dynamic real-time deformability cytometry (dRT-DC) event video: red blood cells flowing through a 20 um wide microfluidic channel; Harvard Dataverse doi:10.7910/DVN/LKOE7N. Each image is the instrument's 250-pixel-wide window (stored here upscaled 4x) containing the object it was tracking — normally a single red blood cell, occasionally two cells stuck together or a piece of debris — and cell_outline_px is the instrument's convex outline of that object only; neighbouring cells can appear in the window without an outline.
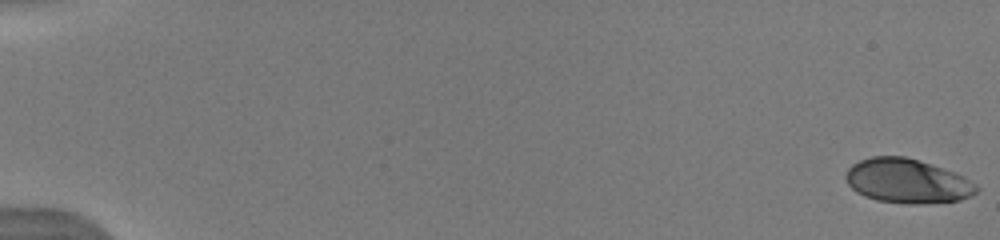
{"species": "human", "species_latin": "Homo sapiens", "temperature_condition": "warm", "stored_images_in_passage": 15, "camera_frame_rate_fps": 3000, "um_per_image_px": 0.085, "donor": {"sex": "male"}, "frame": {"image": 1, "passage_image": 1, "time_ms": 0.0, "image_size_px": [1000, 240], "cell_outline_px": [[980, 188], [972, 196], [960, 200], [920, 204], [908, 204], [876, 200], [864, 196], [856, 192], [848, 184], [844, 176], [848, 168], [852, 164], [860, 160], [872, 156], [904, 156], [920, 160], [956, 172], [964, 176], [976, 184]], "centroid_in_image_um": [77.13, 15.38], "position_along_channel_um": 7.9, "area_um2": 34.1}}
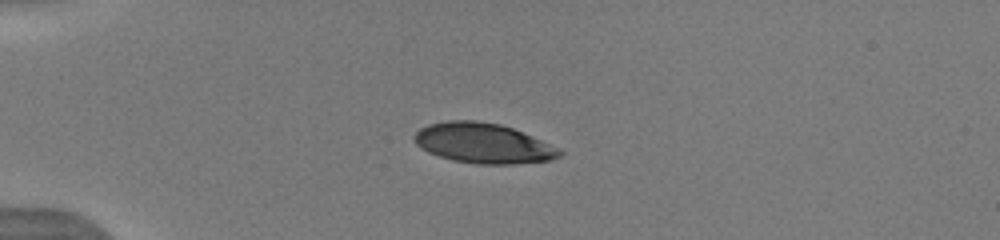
{"frame": {"image": 2, "passage_image": 10, "time_ms": 4.667, "image_size_px": [1000, 240], "cell_outline_px": [[564, 152], [560, 156], [552, 160], [512, 164], [476, 164], [452, 160], [428, 152], [420, 148], [412, 140], [412, 136], [420, 128], [428, 124], [448, 120], [476, 120], [500, 124], [512, 128], [532, 136], [560, 148]], "centroid_in_image_um": [41.05, 12.17], "position_along_channel_um": 43.9, "area_um2": 34.16}}